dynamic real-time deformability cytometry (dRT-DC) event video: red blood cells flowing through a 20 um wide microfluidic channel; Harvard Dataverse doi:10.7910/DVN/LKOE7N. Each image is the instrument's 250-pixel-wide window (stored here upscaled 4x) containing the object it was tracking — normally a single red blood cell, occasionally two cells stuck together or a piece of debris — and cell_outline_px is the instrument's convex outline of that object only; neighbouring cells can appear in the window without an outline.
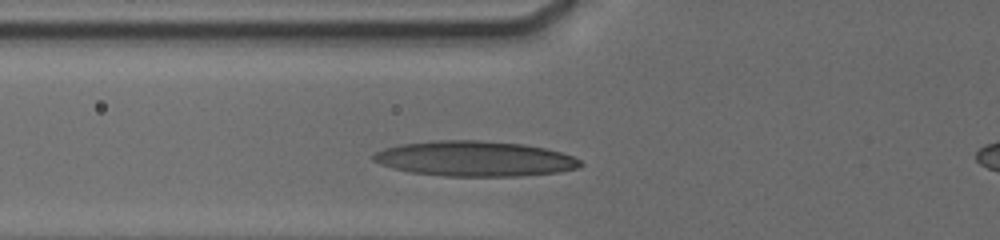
{"species": "human", "species_latin": "Homo sapiens", "temperature_condition": "cold", "stored_images_in_passage": 19, "camera_frame_rate_fps": 3000, "um_per_image_px": 0.085, "donor": {"sex": "male"}, "frame": {"image": 1, "passage_image": 2, "time_ms": 0.667, "image_size_px": [1000, 240], "cell_outline_px": [[584, 164], [576, 168], [560, 172], [520, 176], [444, 176], [412, 172], [392, 168], [380, 164], [372, 160], [372, 156], [376, 152], [384, 148], [400, 144], [440, 140], [480, 140], [524, 144], [544, 148], [560, 152], [572, 156], [580, 160]], "centroid_in_image_um": [40.35, 13.49], "position_along_channel_um": 85.5, "area_um2": 42.48}}
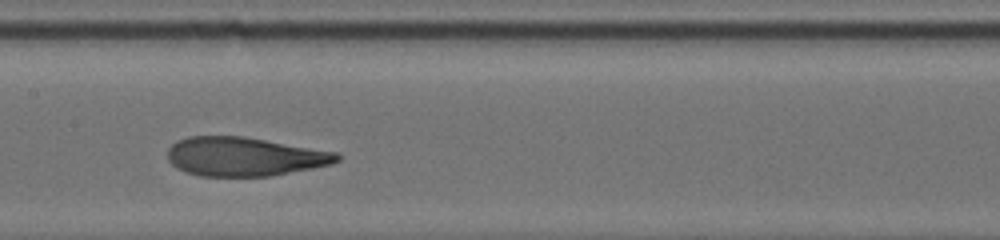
{"frame": {"image": 2, "passage_image": 12, "time_ms": 3.333, "image_size_px": [1000, 240], "cell_outline_px": [[340, 160], [332, 164], [272, 176], [200, 176], [184, 172], [176, 168], [168, 160], [168, 148], [176, 140], [188, 136], [240, 136], [336, 152], [340, 156]], "centroid_in_image_um": [20.73, 13.32], "position_along_channel_um": 186.7, "area_um2": 38.32}}
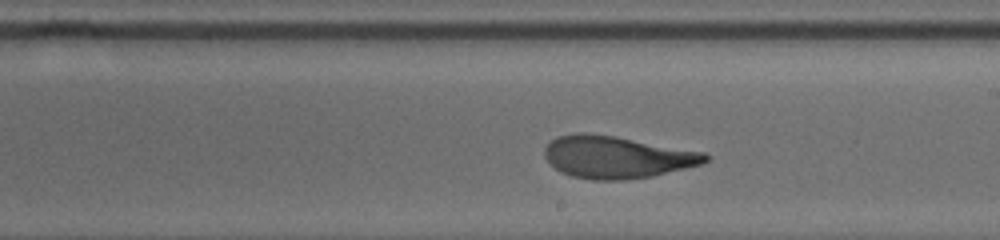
{"frame": {"image": 3, "passage_image": 16, "time_ms": 4.667, "image_size_px": [1000, 240], "cell_outline_px": [[712, 156], [708, 160], [700, 164], [652, 176], [624, 180], [592, 180], [572, 176], [560, 172], [544, 156], [544, 148], [556, 136], [576, 132], [588, 132], [612, 136], [704, 152]], "centroid_in_image_um": [52.39, 13.35], "position_along_channel_um": 236.6, "area_um2": 39.3}}